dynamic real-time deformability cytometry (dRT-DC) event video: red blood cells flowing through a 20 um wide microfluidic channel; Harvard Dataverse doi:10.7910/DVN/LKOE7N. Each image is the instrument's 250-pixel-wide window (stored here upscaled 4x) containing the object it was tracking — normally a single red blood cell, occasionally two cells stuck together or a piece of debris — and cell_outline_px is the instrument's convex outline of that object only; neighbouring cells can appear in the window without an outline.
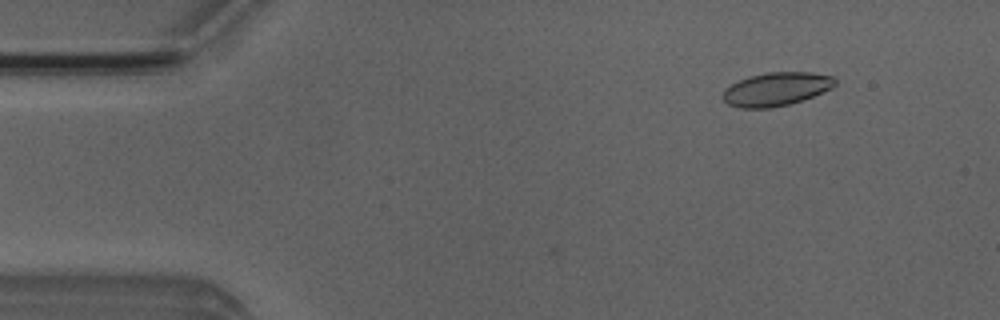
{"species": "Egyptian fruit bat (a non-hibernating species)", "species_latin": "Rousettus aegyptiacus", "temperature_condition": "room temperature", "stored_images_in_passage": 7, "camera_frame_rate_fps": 3000, "um_per_image_px": 0.085, "animal": {"sex": "male"}, "frame": {"image": 1, "passage_image": 1, "time_ms": 0.0, "image_size_px": [1000, 320], "cell_outline_px": [[836, 84], [832, 88], [804, 100], [788, 104], [768, 108], [740, 108], [728, 104], [724, 100], [724, 88], [748, 76], [764, 72], [812, 72], [832, 76], [836, 80]], "centroid_in_image_um": [66.0, 7.56], "position_along_channel_um": 19.0, "area_um2": 21.91}}